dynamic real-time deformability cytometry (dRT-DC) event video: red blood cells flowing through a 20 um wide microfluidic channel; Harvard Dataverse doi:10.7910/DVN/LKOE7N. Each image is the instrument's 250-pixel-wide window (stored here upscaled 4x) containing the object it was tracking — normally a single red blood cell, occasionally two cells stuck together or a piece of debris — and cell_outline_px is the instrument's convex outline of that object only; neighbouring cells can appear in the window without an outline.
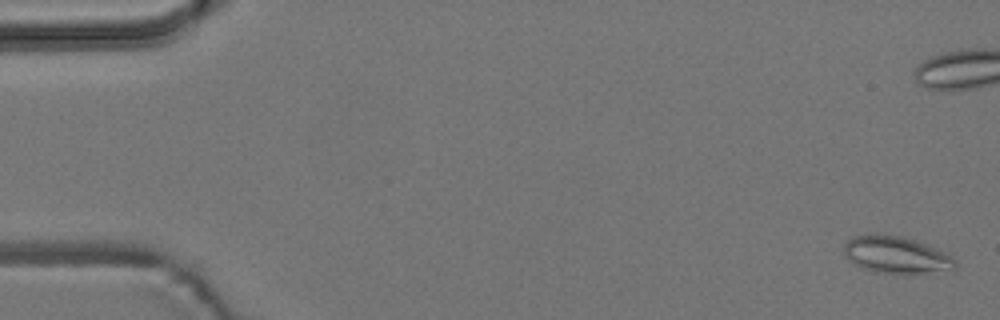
{"species": "common noctule bat (a hibernating species)", "species_latin": "Nyctalus noctula", "temperature_condition": "room temperature", "stored_images_in_passage": 7, "camera_frame_rate_fps": 3000, "um_per_image_px": 0.085, "animal": {"sex": "male", "body_mass_g": 19.2, "forearm_length_mm": 51.8}, "frame": {"image": 1, "passage_image": 1, "time_ms": 0.0, "image_size_px": [1000, 320], "cell_outline_px": [[956, 272], [872, 272], [856, 264], [844, 252], [844, 244], [852, 236], [876, 232], [900, 236], [916, 240], [936, 248], [952, 256], [956, 260]], "centroid_in_image_um": [76.23, 21.63], "position_along_channel_um": 8.8, "area_um2": 24.04}}